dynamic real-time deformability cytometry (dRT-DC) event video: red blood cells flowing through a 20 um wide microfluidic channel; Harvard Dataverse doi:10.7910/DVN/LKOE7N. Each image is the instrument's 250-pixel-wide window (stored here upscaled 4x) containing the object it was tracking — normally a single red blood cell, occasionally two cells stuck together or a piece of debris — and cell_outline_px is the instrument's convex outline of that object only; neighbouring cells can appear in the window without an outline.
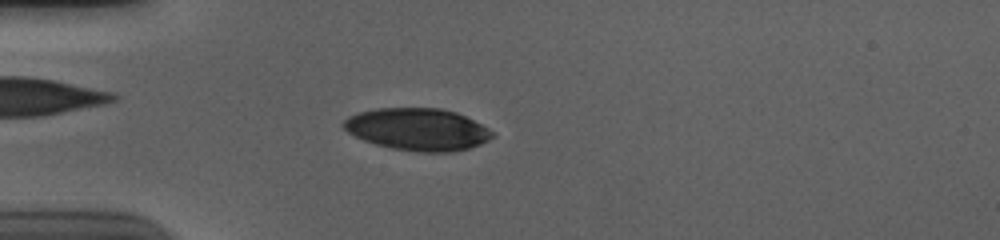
{"species": "human", "species_latin": "Homo sapiens", "temperature_condition": "cold", "stored_images_in_passage": 56, "camera_frame_rate_fps": 3000, "um_per_image_px": 0.085, "donor": {"sex": "male"}, "frame": {"image": 1, "passage_image": 16, "time_ms": 5.0, "image_size_px": [1000, 240], "cell_outline_px": [[496, 136], [480, 144], [468, 148], [452, 152], [420, 152], [392, 148], [376, 144], [364, 140], [348, 132], [340, 124], [348, 116], [360, 112], [376, 108], [440, 108], [456, 112], [496, 132]], "centroid_in_image_um": [35.51, 10.99], "position_along_channel_um": 49.5, "area_um2": 36.53}}
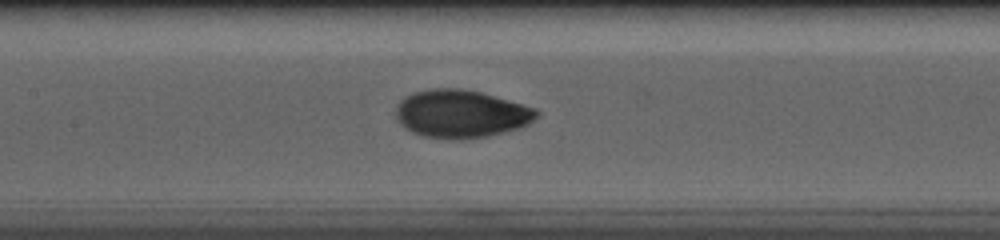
{"frame": {"image": 2, "passage_image": 27, "time_ms": 8.667, "image_size_px": [1000, 240], "cell_outline_px": [[540, 112], [528, 124], [520, 128], [504, 132], [484, 136], [456, 140], [452, 140], [424, 136], [412, 132], [404, 128], [396, 120], [396, 104], [404, 96], [412, 92], [432, 88], [460, 88], [480, 92], [536, 108]], "centroid_in_image_um": [39.13, 9.67], "position_along_channel_um": 168.3, "area_um2": 39.42}}
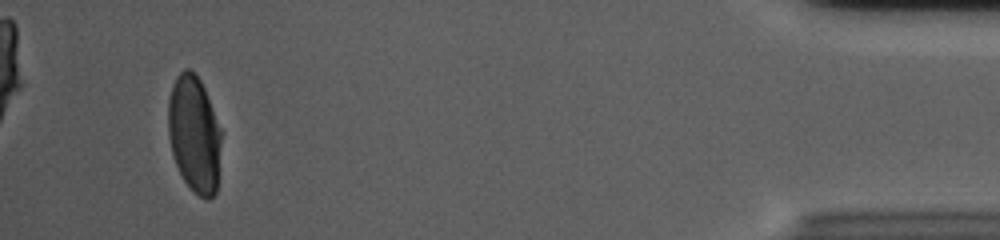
{"frame": {"image": 3, "passage_image": 53, "time_ms": 17.333, "image_size_px": [1000, 240], "cell_outline_px": [[220, 144], [216, 192], [208, 200], [200, 196], [184, 180], [176, 164], [172, 152], [168, 132], [168, 100], [176, 76], [184, 68], [188, 68], [200, 80], [204, 88], [220, 128]], "centroid_in_image_um": [16.49, 11.38], "position_along_channel_um": 418.7, "area_um2": 35.43}, "authors_computed_cell_mechanics": {"area_um2": 37.281, "velocity_mm_per_s": 3.6937, "shape_relaxation_time_tau1_ms": 5.329, "shape_relaxation_time_tau2_ms": null, "deformation_change_tau1": 0.2061, "deformation_change_tau2": null}}